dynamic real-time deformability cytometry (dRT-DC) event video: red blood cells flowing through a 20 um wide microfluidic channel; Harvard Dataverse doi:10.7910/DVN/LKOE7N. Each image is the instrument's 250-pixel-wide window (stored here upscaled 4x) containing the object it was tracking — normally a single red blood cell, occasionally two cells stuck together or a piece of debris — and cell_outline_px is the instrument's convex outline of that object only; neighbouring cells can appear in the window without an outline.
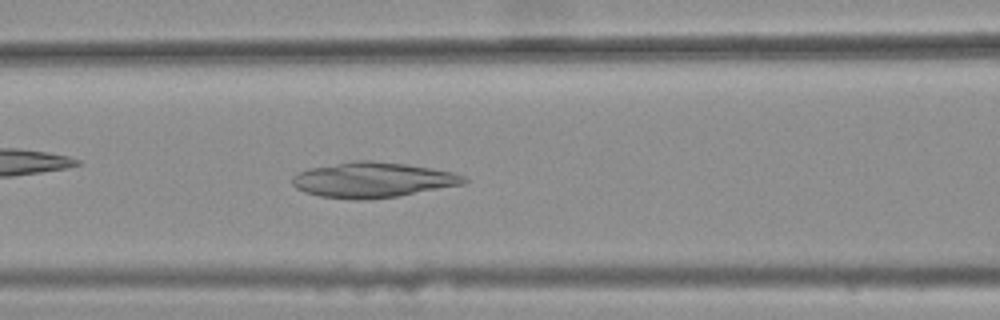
{"species": "common noctule bat (a hibernating species)", "species_latin": "Nyctalus noctula", "temperature_condition": "warm", "stored_images_in_passage": 45, "camera_frame_rate_fps": 3000, "um_per_image_px": 0.085, "animal": {"sex": "female", "body_mass_g": 25.1}, "frame": {"image": 1, "passage_image": 22, "time_ms": 7.0, "image_size_px": [1000, 320], "cell_outline_px": [[468, 180], [464, 184], [396, 196], [368, 200], [348, 200], [320, 196], [304, 192], [296, 188], [292, 184], [292, 176], [296, 172], [308, 168], [352, 160], [372, 160], [404, 164], [432, 168], [452, 172], [464, 176]], "centroid_in_image_um": [31.62, 15.29], "position_along_channel_um": 135.0, "area_um2": 35.55}}
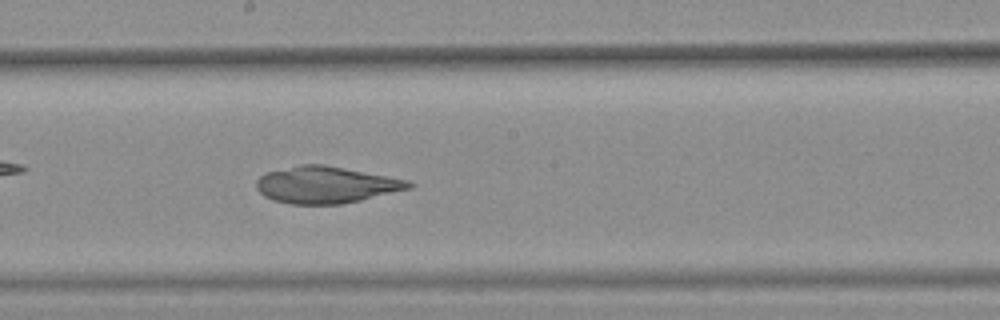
{"frame": {"image": 2, "passage_image": 29, "time_ms": 9.333, "image_size_px": [1000, 320], "cell_outline_px": [[416, 184], [412, 188], [360, 200], [340, 204], [288, 204], [272, 200], [264, 196], [256, 188], [256, 180], [264, 172], [300, 164], [324, 164], [408, 180]], "centroid_in_image_um": [27.68, 15.71], "position_along_channel_um": 220.5, "area_um2": 32.77}}
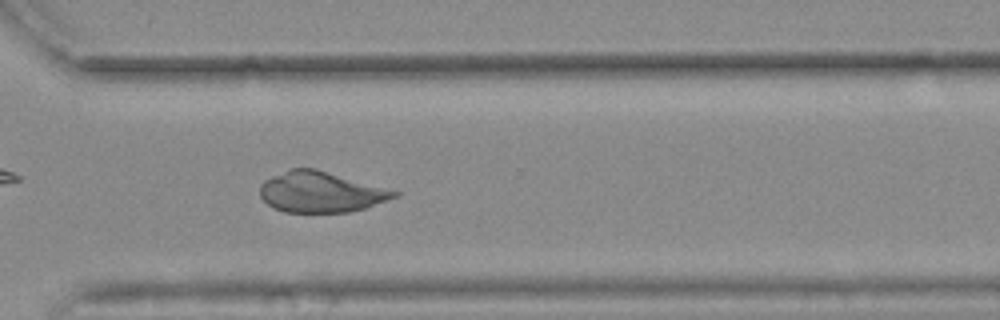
{"frame": {"image": 3, "passage_image": 39, "time_ms": 12.667, "image_size_px": [1000, 320], "cell_outline_px": [[400, 196], [364, 208], [348, 212], [284, 212], [272, 208], [260, 196], [260, 184], [264, 180], [272, 176], [292, 168], [316, 168], [400, 192]], "centroid_in_image_um": [27.25, 16.32], "position_along_channel_um": 343.3, "area_um2": 31.79}}